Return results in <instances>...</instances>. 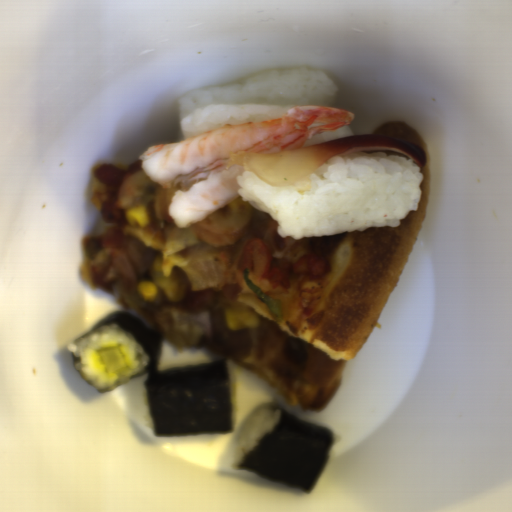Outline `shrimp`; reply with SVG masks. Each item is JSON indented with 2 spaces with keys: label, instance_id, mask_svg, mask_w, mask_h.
Segmentation results:
<instances>
[{
  "label": "shrimp",
  "instance_id": "obj_1",
  "mask_svg": "<svg viewBox=\"0 0 512 512\" xmlns=\"http://www.w3.org/2000/svg\"><path fill=\"white\" fill-rule=\"evenodd\" d=\"M355 113L333 107L296 106L283 117L224 124L183 141L151 146L138 158L149 179L175 185L167 207L176 227L198 222L237 198L243 165L227 169L229 152L275 153L303 148L314 135L353 121Z\"/></svg>",
  "mask_w": 512,
  "mask_h": 512
}]
</instances>
